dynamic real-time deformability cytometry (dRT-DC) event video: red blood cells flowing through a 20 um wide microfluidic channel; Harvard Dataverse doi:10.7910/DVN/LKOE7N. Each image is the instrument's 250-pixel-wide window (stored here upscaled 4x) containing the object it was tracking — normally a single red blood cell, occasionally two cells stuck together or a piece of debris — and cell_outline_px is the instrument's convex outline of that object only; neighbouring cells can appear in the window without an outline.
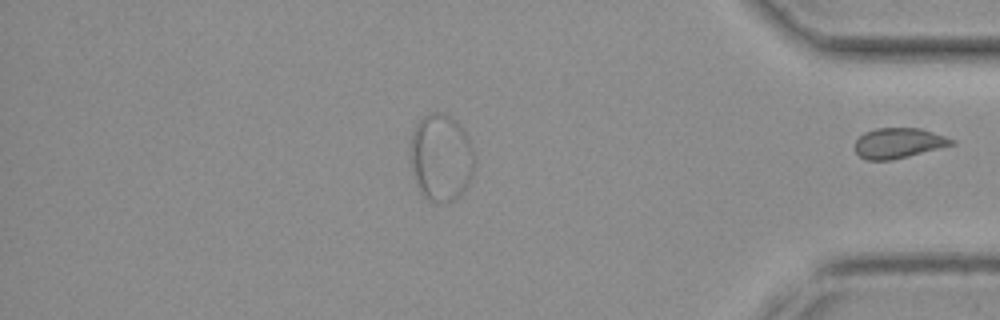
{"species": "common noctule bat (a hibernating species)", "species_latin": "Nyctalus noctula", "temperature_condition": "cold", "stored_images_in_passage": 43, "segment_of_instrument_passage": [2, 2], "camera_frame_rate_fps": 3000, "um_per_image_px": 0.085, "animal": {"sex": "female", "body_mass_g": 19.3, "forearm_length_mm": 54.1}, "frame": {"image": 1, "passage_image": 43, "time_ms": 14.0, "image_size_px": [1000, 320], "cell_outline_px": [[956, 144], [892, 160], [868, 160], [860, 156], [856, 152], [856, 140], [864, 132], [876, 128], [920, 128], [956, 140]], "centroid_in_image_um": [76.39, 12.16], "position_along_channel_um": 358.8, "area_um2": 16.94}}